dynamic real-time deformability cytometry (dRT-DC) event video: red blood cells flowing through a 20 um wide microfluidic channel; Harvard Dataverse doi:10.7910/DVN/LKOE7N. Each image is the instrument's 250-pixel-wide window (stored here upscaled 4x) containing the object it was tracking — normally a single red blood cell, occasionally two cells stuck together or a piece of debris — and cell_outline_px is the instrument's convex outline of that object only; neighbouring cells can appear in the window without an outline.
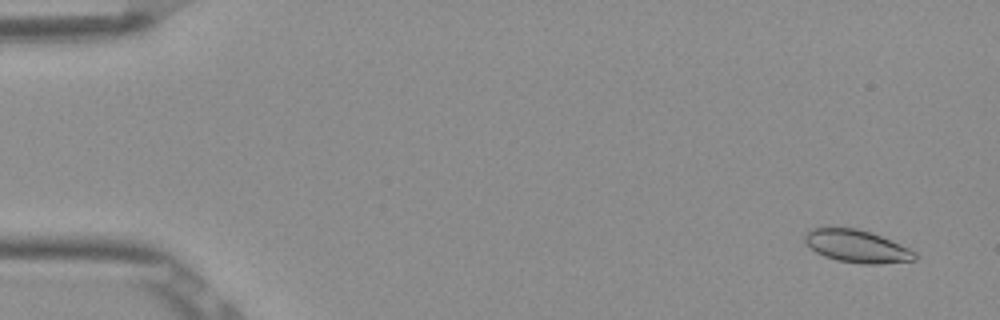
{"species": "Egyptian fruit bat (a non-hibernating species)", "species_latin": "Rousettus aegyptiacus", "temperature_condition": "room temperature", "stored_images_in_passage": 53, "camera_frame_rate_fps": 3000, "um_per_image_px": 0.085, "frame": {"image": 1, "passage_image": 3, "time_ms": 0.667, "image_size_px": [1000, 320], "cell_outline_px": [[916, 260], [880, 264], [864, 264], [836, 260], [824, 256], [816, 252], [804, 240], [804, 236], [812, 228], [856, 228], [880, 236], [908, 248], [916, 252]], "centroid_in_image_um": [72.84, 20.95], "position_along_channel_um": 12.2, "area_um2": 20.52}}
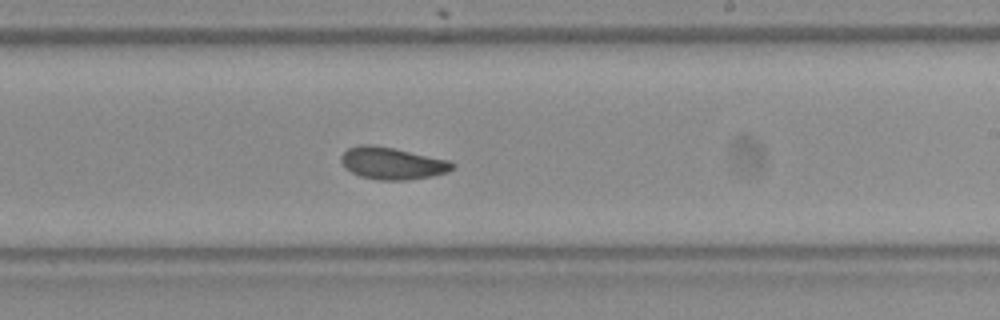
{"frame": {"image": 2, "passage_image": 32, "time_ms": 10.333, "image_size_px": [1000, 320], "cell_outline_px": [[456, 164], [448, 172], [432, 176], [408, 180], [376, 180], [360, 176], [344, 168], [340, 160], [340, 156], [348, 148], [360, 144], [372, 144], [392, 148], [448, 160]], "centroid_in_image_um": [33.3, 13.89], "position_along_channel_um": 255.7, "area_um2": 20.81}}
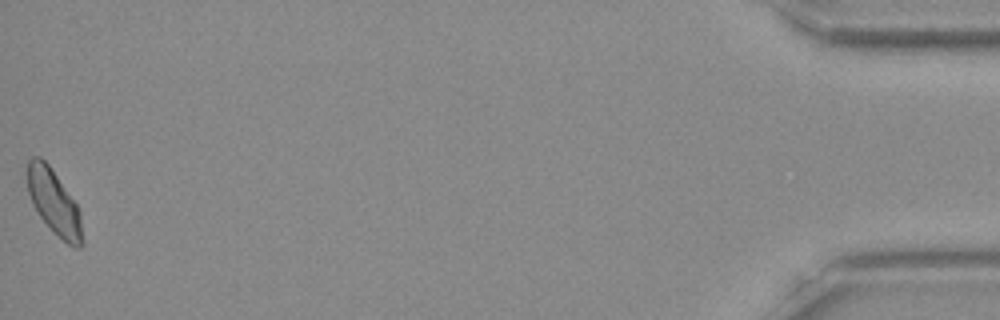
{"frame": {"image": 3, "passage_image": 53, "time_ms": 17.333, "image_size_px": [1000, 320], "cell_outline_px": [[84, 244], [80, 248], [72, 248], [36, 212], [32, 204], [28, 192], [28, 160], [32, 156], [40, 156], [48, 164], [76, 204], [80, 212], [84, 240]], "centroid_in_image_um": [4.61, 17.21], "position_along_channel_um": 430.6, "area_um2": 20.4}, "authors_computed_cell_mechanics": {"area_um2": 20.7502, "velocity_mm_per_s": 3.8625, "shape_relaxation_time_tau1_ms": 5.9473, "shape_relaxation_time_tau2_ms": 1.4876, "deformation_change_tau1": 0.1119, "deformation_change_tau2": 0.0593}}